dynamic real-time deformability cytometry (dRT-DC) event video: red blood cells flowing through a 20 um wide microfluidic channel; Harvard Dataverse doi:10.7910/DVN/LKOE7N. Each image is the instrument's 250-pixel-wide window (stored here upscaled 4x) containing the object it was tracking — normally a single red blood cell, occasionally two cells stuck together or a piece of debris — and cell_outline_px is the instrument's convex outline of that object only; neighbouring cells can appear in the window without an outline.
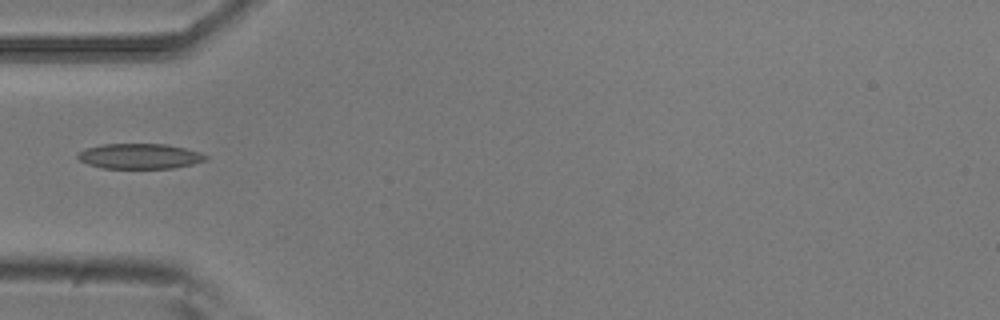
{"species": "common noctule bat (a hibernating species)", "species_latin": "Nyctalus noctula", "temperature_condition": "room temperature", "stored_images_in_passage": 4, "camera_frame_rate_fps": 3000, "um_per_image_px": 0.085, "animal": {"sex": "male", "body_mass_g": 20.5, "forearm_length_mm": 52.5}, "frame": {"image": 1, "passage_image": 3, "time_ms": 0.667, "image_size_px": [1000, 320], "cell_outline_px": [[208, 160], [192, 164], [172, 168], [104, 168], [88, 164], [80, 160], [76, 156], [84, 148], [104, 144], [168, 144], [200, 152], [208, 156]], "centroid_in_image_um": [11.89, 13.27], "position_along_channel_um": 73.1, "area_um2": 18.79}}
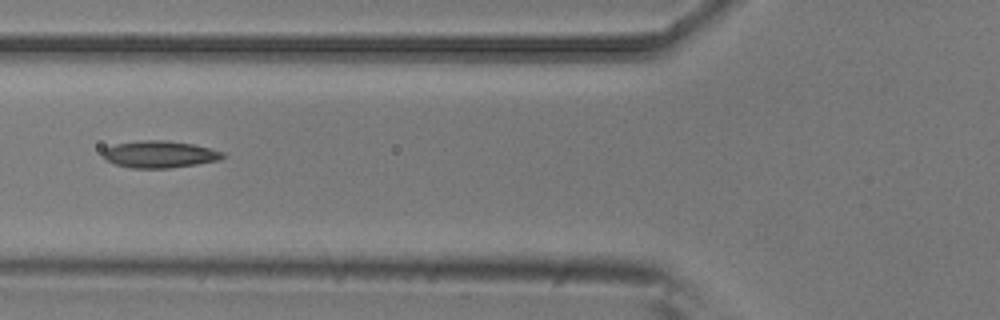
{"frame": {"image": 2, "passage_image": 4, "time_ms": 1.0, "image_size_px": [1000, 320], "cell_outline_px": [[224, 156], [220, 160], [196, 164], [168, 168], [132, 168], [116, 164], [108, 160], [100, 152], [104, 148], [116, 144], [144, 140], [164, 140], [192, 144], [224, 152]], "centroid_in_image_um": [13.55, 13.11], "position_along_channel_um": 112.2, "area_um2": 18.61}}